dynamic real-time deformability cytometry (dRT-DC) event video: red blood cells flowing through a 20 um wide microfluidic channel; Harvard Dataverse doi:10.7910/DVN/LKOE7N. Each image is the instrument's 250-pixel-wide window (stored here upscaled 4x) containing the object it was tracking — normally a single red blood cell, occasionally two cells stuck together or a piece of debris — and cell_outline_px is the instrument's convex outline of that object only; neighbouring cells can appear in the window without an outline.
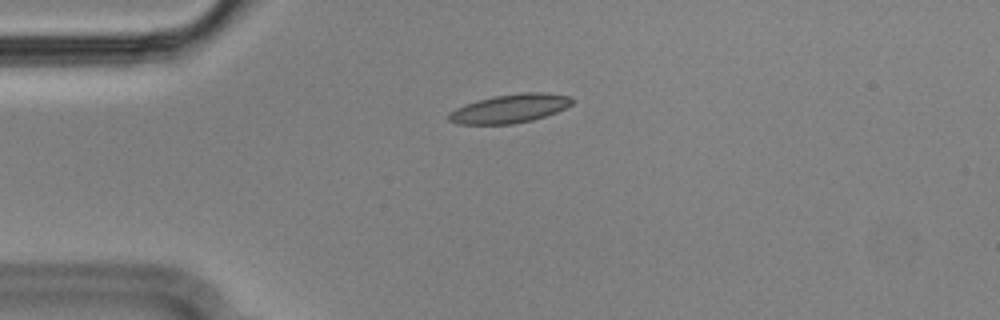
{"species": "Egyptian fruit bat (a non-hibernating species)", "species_latin": "Rousettus aegyptiacus", "temperature_condition": "cold", "stored_images_in_passage": 36, "camera_frame_rate_fps": 3000, "um_per_image_px": 0.085, "animal": {"sex": "male"}, "frame": {"image": 1, "passage_image": 1, "time_ms": 0.0, "image_size_px": [1000, 320], "cell_outline_px": [[576, 100], [572, 104], [556, 112], [532, 120], [512, 124], [460, 124], [448, 120], [448, 112], [464, 104], [492, 96], [524, 92], [544, 92], [572, 96]], "centroid_in_image_um": [43.35, 9.21], "position_along_channel_um": 41.6, "area_um2": 20.75}}
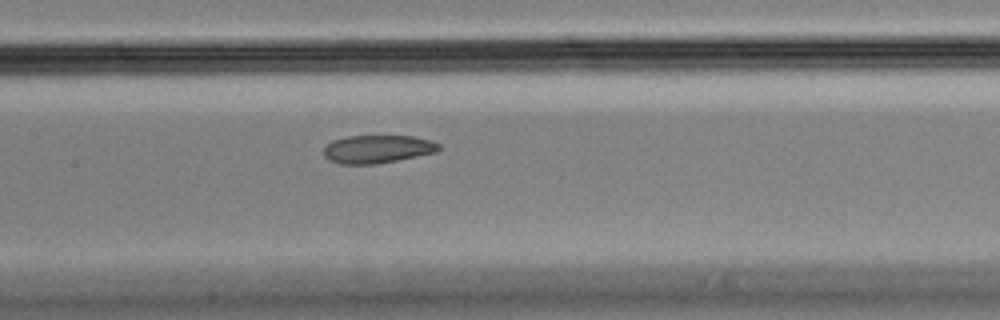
{"frame": {"image": 2, "passage_image": 14, "time_ms": 4.333, "image_size_px": [1000, 320], "cell_outline_px": [[440, 148], [436, 152], [376, 164], [340, 164], [328, 160], [324, 156], [324, 144], [332, 140], [348, 136], [416, 136], [432, 140], [440, 144]], "centroid_in_image_um": [32.05, 12.66], "position_along_channel_um": 175.3, "area_um2": 18.96}}
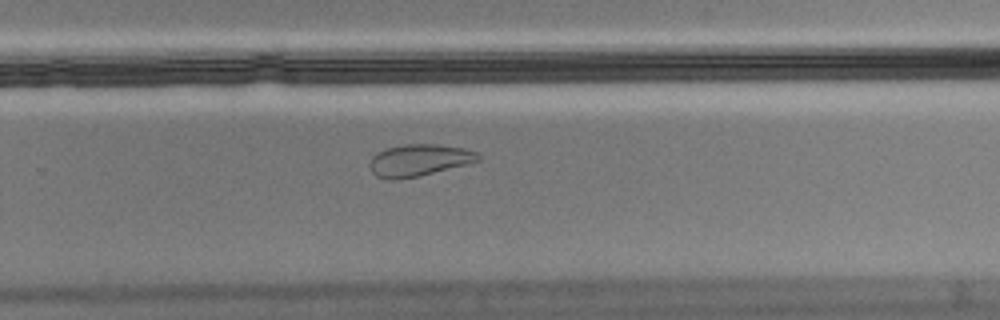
{"frame": {"image": 3, "passage_image": 24, "time_ms": 7.667, "image_size_px": [1000, 320], "cell_outline_px": [[480, 160], [420, 176], [396, 180], [388, 180], [376, 176], [372, 172], [368, 164], [372, 156], [376, 152], [384, 148], [404, 144], [440, 144], [464, 148], [476, 152], [480, 156]], "centroid_in_image_um": [35.55, 13.61], "position_along_channel_um": 294.2, "area_um2": 20.35}, "authors_computed_cell_mechanics": {"area_um2": 20.23, "velocity_mm_per_s": 3.5819, "shape_relaxation_time_tau1_ms": null, "shape_relaxation_time_tau2_ms": 2.5747, "deformation_change_tau1": null, "deformation_change_tau2": 0.0782}}